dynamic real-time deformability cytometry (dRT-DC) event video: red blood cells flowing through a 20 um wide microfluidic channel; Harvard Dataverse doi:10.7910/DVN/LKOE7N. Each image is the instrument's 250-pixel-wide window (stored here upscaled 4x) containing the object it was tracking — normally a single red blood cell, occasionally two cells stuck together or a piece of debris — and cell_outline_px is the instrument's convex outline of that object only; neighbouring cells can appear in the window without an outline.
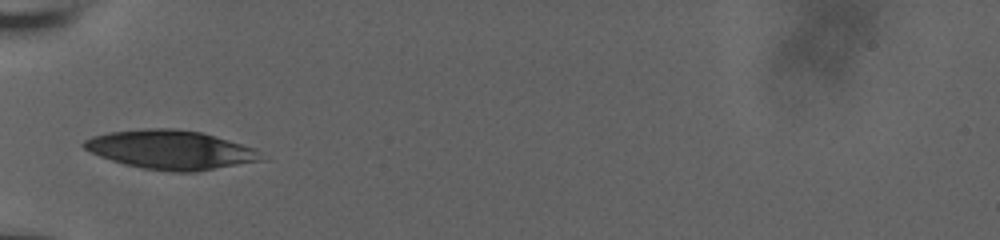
{"species": "human", "species_latin": "Homo sapiens", "temperature_condition": "room temperature", "stored_images_in_passage": 21, "camera_frame_rate_fps": 3000, "um_per_image_px": 0.085, "donor": {"sex": "male"}, "frame": {"image": 1, "passage_image": 1, "time_ms": 0.0, "image_size_px": [1000, 240], "cell_outline_px": [[268, 160], [196, 172], [176, 172], [144, 168], [124, 164], [100, 156], [84, 148], [80, 144], [84, 140], [92, 136], [112, 132], [148, 128], [172, 128], [200, 132], [228, 140], [252, 148]], "centroid_in_image_um": [14.52, 12.74], "position_along_channel_um": 70.5, "area_um2": 40.0}}
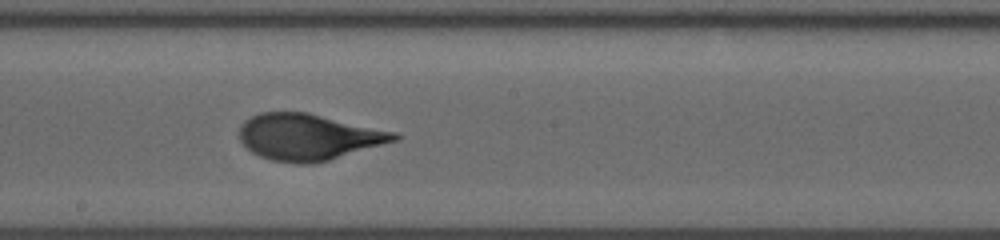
{"frame": {"image": 2, "passage_image": 5, "time_ms": 1.333, "image_size_px": [1000, 240], "cell_outline_px": [[400, 140], [328, 160], [312, 164], [296, 164], [272, 160], [260, 156], [252, 152], [240, 140], [240, 124], [244, 120], [260, 112], [308, 112], [396, 132], [400, 136]], "centroid_in_image_um": [26.23, 11.64], "position_along_channel_um": 222.0, "area_um2": 41.85}}
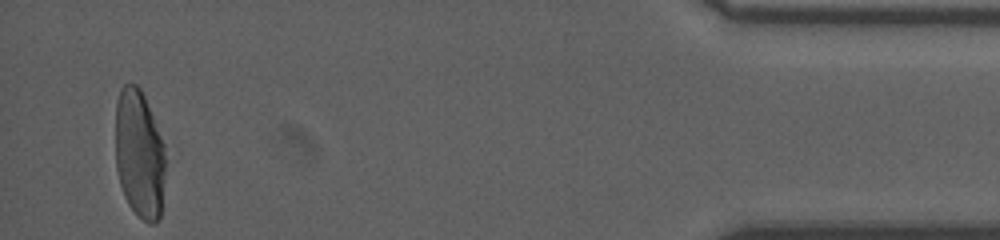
{"frame": {"image": 3, "passage_image": 21, "time_ms": 6.667, "image_size_px": [1000, 240], "cell_outline_px": [[164, 176], [160, 216], [156, 224], [148, 224], [128, 204], [124, 196], [120, 184], [116, 168], [116, 104], [120, 88], [124, 84], [136, 84], [140, 88], [144, 96], [164, 144]], "centroid_in_image_um": [11.83, 13.1], "position_along_channel_um": 423.4, "area_um2": 37.22}}